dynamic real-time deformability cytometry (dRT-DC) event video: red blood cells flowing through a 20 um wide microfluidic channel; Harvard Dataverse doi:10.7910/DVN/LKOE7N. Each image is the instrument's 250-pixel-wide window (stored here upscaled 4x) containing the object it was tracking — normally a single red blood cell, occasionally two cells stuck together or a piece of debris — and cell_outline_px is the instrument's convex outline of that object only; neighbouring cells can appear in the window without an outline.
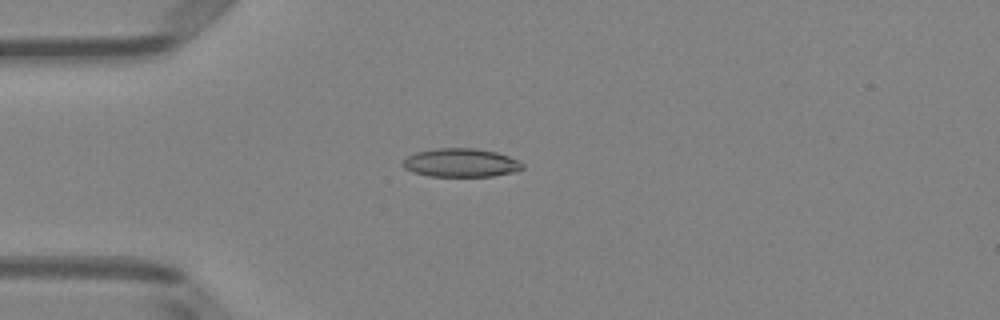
{"species": "Egyptian fruit bat (a non-hibernating species)", "species_latin": "Rousettus aegyptiacus", "temperature_condition": "room temperature", "stored_images_in_passage": 38, "camera_frame_rate_fps": 3000, "um_per_image_px": 0.085, "animal": {"sex": "female"}, "frame": {"image": 1, "passage_image": 1, "time_ms": 0.0, "image_size_px": [1000, 320], "cell_outline_px": [[524, 168], [516, 172], [492, 176], [432, 176], [412, 172], [404, 168], [400, 164], [408, 156], [416, 152], [436, 148], [476, 148], [496, 152], [508, 156], [524, 164]], "centroid_in_image_um": [39.17, 13.83], "position_along_channel_um": 45.8, "area_um2": 19.94}}
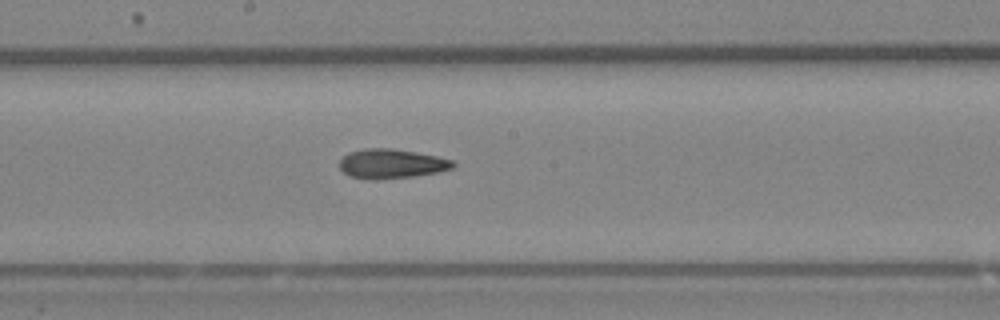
{"frame": {"image": 2, "passage_image": 15, "time_ms": 4.667, "image_size_px": [1000, 320], "cell_outline_px": [[456, 164], [452, 168], [440, 172], [416, 176], [376, 180], [352, 176], [344, 172], [340, 168], [340, 160], [348, 152], [364, 148], [392, 148], [416, 152], [436, 156], [452, 160]], "centroid_in_image_um": [33.29, 13.91], "position_along_channel_um": 214.9, "area_um2": 19.48}}
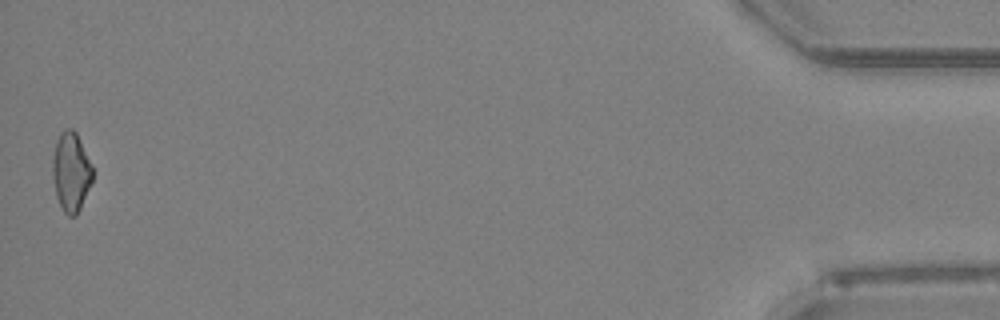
{"frame": {"image": 3, "passage_image": 38, "time_ms": 12.333, "image_size_px": [1000, 320], "cell_outline_px": [[92, 180], [80, 208], [76, 216], [68, 216], [64, 212], [56, 196], [52, 176], [52, 160], [56, 140], [60, 132], [64, 128], [72, 128], [76, 132], [92, 164]], "centroid_in_image_um": [6.02, 14.58], "position_along_channel_um": 429.2, "area_um2": 18.5}, "authors_computed_cell_mechanics": {"area_um2": 18.9295, "velocity_mm_per_s": 4.0074, "shape_relaxation_time_tau1_ms": 3.6418, "shape_relaxation_time_tau2_ms": 4.7481, "deformation_change_tau1": 0.1346, "deformation_change_tau2": 0.1433}}